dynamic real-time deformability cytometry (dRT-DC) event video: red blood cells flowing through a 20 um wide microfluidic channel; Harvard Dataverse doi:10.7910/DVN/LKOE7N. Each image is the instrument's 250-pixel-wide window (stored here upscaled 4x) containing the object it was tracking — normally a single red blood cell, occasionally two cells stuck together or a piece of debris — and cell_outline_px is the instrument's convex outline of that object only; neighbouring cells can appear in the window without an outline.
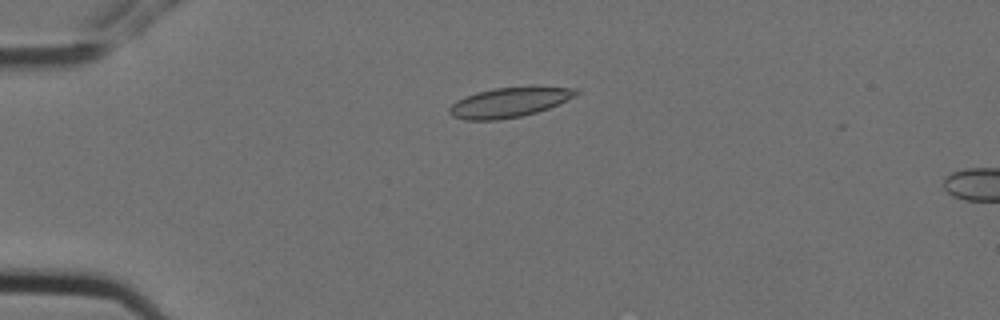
{"species": "Egyptian fruit bat (a non-hibernating species)", "species_latin": "Rousettus aegyptiacus", "temperature_condition": "cold", "stored_images_in_passage": 7, "segment_of_instrument_passage": [1, 2], "camera_frame_rate_fps": 3000, "um_per_image_px": 0.085, "animal": {"sex": "female"}, "frame": {"image": 1, "passage_image": 5, "time_ms": 1.333, "image_size_px": [1000, 320], "cell_outline_px": [[580, 92], [576, 96], [548, 108], [536, 112], [520, 116], [500, 120], [464, 120], [452, 116], [448, 112], [448, 108], [456, 100], [464, 96], [476, 92], [496, 88], [576, 88]], "centroid_in_image_um": [43.2, 8.73], "position_along_channel_um": 41.8, "area_um2": 21.56}}